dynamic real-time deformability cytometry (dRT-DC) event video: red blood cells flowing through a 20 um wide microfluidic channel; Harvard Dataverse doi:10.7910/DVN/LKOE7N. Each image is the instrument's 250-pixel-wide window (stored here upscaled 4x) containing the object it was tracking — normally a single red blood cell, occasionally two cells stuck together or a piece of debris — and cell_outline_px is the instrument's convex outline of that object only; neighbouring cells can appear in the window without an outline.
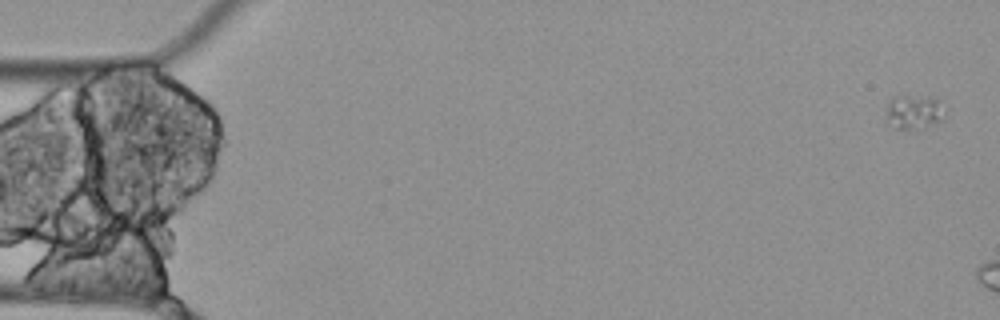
{"species": "Egyptian fruit bat (a non-hibernating species)", "species_latin": "Rousettus aegyptiacus", "temperature_condition": "cold", "stored_images_in_passage": 3, "camera_frame_rate_fps": 3000, "um_per_image_px": 0.085, "animal": {"sex": "female"}, "frame": {"image": 1, "passage_image": 1, "time_ms": 0.0, "image_size_px": [1000, 320], "cell_outline_px": [[944, 120], [916, 132], [892, 128], [884, 124], [888, 100], [892, 96], [928, 96], [936, 100], [944, 116]], "centroid_in_image_um": [77.57, 9.6], "position_along_channel_um": 7.4, "area_um2": 12.37}}